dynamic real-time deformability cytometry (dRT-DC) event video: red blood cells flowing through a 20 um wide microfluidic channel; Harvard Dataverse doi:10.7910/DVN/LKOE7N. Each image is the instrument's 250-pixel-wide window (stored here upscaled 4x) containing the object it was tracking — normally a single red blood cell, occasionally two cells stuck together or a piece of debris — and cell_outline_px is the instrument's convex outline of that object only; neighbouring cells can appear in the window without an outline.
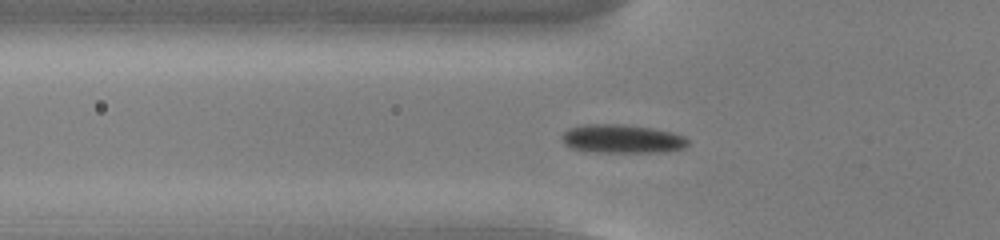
{"species": "common noctule bat (a hibernating species)", "species_latin": "Nyctalus noctula", "temperature_condition": "cold", "stored_images_in_passage": 54, "camera_frame_rate_fps": 3000, "um_per_image_px": 0.085, "animal": {"sex": "male", "body_mass_g": 13.0, "forearm_length_mm": 53.1}, "frame": {"image": 1, "passage_image": 18, "time_ms": 5.667, "image_size_px": [1000, 240], "cell_outline_px": [[688, 144], [684, 148], [668, 152], [596, 152], [572, 148], [564, 144], [560, 140], [560, 136], [568, 128], [584, 124], [624, 124], [652, 128], [672, 132], [684, 136], [688, 140]], "centroid_in_image_um": [52.86, 11.8], "position_along_channel_um": 72.9, "area_um2": 21.27}}
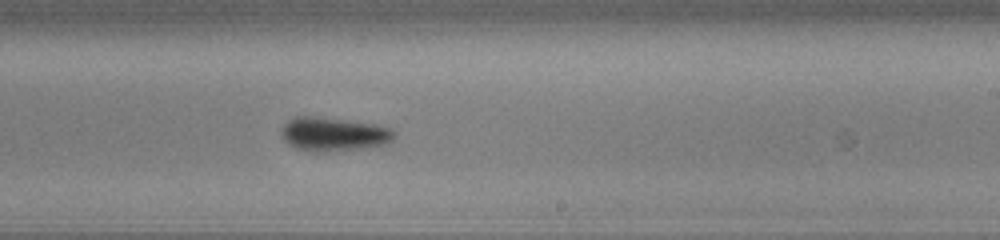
{"frame": {"image": 2, "passage_image": 33, "time_ms": 10.667, "image_size_px": [1000, 240], "cell_outline_px": [[396, 132], [392, 140], [388, 144], [364, 148], [316, 152], [312, 152], [296, 148], [288, 144], [280, 136], [280, 128], [288, 120], [296, 116], [312, 116], [376, 124], [392, 128]], "centroid_in_image_um": [28.34, 11.4], "position_along_channel_um": 260.7, "area_um2": 22.43}}
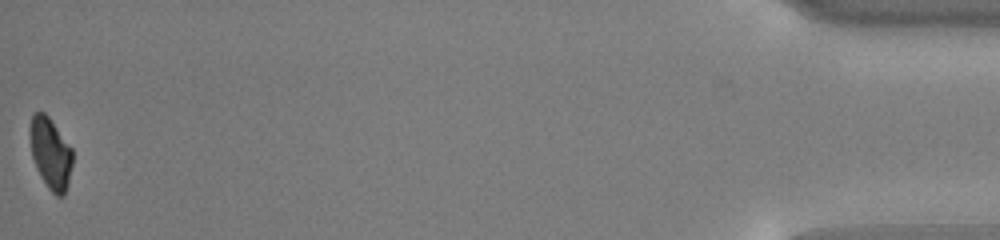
{"frame": {"image": 3, "passage_image": 54, "time_ms": 17.667, "image_size_px": [1000, 240], "cell_outline_px": [[72, 164], [64, 196], [56, 196], [48, 188], [40, 176], [36, 168], [32, 156], [28, 132], [28, 128], [32, 112], [44, 112], [48, 116], [72, 148]], "centroid_in_image_um": [4.25, 12.99], "position_along_channel_um": 430.9, "area_um2": 17.8}, "authors_computed_cell_mechanics": {"area_um2": 20.2011, "velocity_mm_per_s": 3.7652, "shape_relaxation_time_tau1_ms": 3.0114, "shape_relaxation_time_tau2_ms": null, "deformation_change_tau1": 0.0964, "deformation_change_tau2": null}}